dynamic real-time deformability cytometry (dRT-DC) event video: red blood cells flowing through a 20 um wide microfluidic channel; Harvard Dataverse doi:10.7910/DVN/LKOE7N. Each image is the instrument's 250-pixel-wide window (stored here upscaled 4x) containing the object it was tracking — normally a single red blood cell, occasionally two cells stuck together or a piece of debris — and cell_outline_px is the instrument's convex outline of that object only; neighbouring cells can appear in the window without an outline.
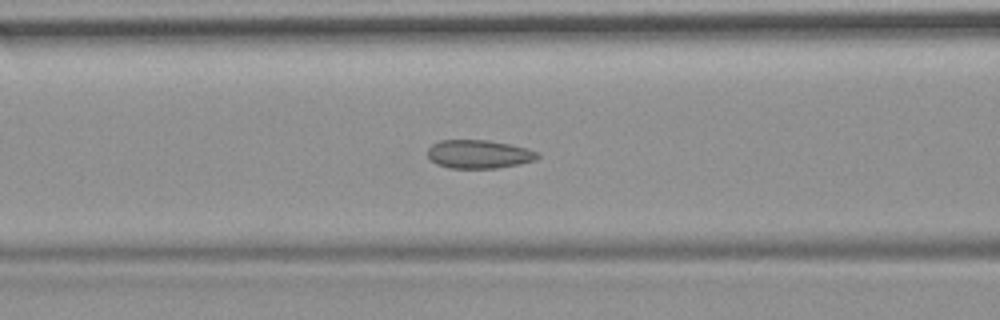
{"species": "common noctule bat (a hibernating species)", "species_latin": "Nyctalus noctula", "temperature_condition": "room temperature", "stored_images_in_passage": 38, "camera_frame_rate_fps": 3000, "um_per_image_px": 0.085, "animal": {"sex": "female", "body_mass_g": 19.9}, "frame": {"image": 1, "passage_image": 6, "time_ms": 1.667, "image_size_px": [1000, 320], "cell_outline_px": [[540, 156], [536, 160], [520, 164], [496, 168], [448, 168], [436, 164], [428, 156], [428, 148], [432, 144], [440, 140], [488, 140], [528, 148], [540, 152]], "centroid_in_image_um": [40.73, 13.1], "position_along_channel_um": 125.9, "area_um2": 18.38}, "authors_computed_cell_mechanics": {"area_um2": 18.2648, "velocity_mm_per_s": 3.6927, "shape_relaxation_time_tau1_ms": null, "shape_relaxation_time_tau2_ms": 1.4251, "deformation_change_tau1": null, "deformation_change_tau2": 0.0721}}